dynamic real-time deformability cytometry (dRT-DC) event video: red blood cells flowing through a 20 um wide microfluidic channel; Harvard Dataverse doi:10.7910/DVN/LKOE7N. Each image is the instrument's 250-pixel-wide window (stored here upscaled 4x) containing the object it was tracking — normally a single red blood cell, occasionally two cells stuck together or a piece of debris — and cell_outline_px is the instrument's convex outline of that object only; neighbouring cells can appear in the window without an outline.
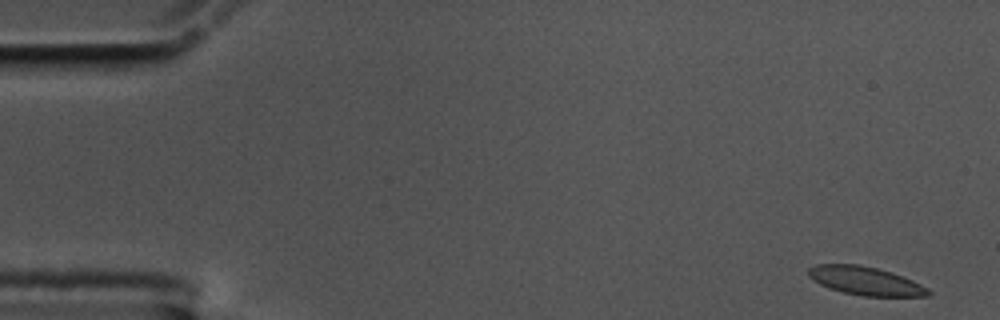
{"species": "common noctule bat (a hibernating species)", "species_latin": "Nyctalus noctula", "temperature_condition": "cold", "stored_images_in_passage": 56, "camera_frame_rate_fps": 3000, "um_per_image_px": 0.085, "animal": {"sex": "male", "body_mass_g": 17.5, "forearm_length_mm": 52.3}, "frame": {"image": 1, "passage_image": 1, "time_ms": 0.0, "image_size_px": [1000, 320], "cell_outline_px": [[932, 296], [864, 296], [844, 292], [820, 284], [812, 280], [808, 276], [808, 268], [816, 264], [860, 264], [892, 272], [912, 280], [928, 288], [932, 292]], "centroid_in_image_um": [73.58, 23.87], "position_along_channel_um": 11.4, "area_um2": 19.83}}
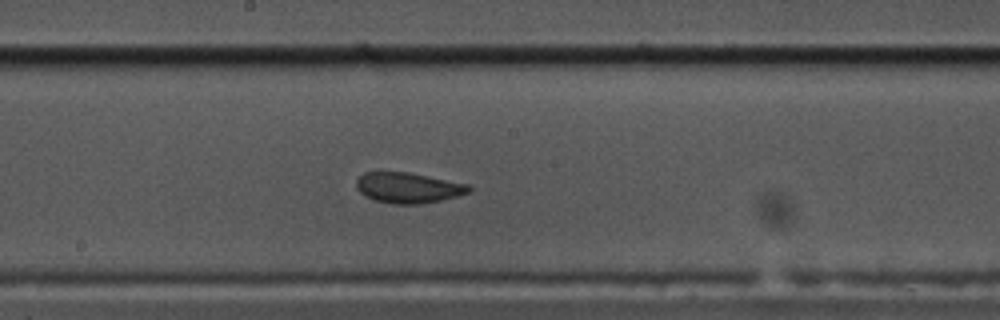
{"frame": {"image": 2, "passage_image": 29, "time_ms": 9.333, "image_size_px": [1000, 320], "cell_outline_px": [[472, 192], [440, 200], [420, 204], [392, 204], [372, 200], [364, 196], [356, 188], [356, 180], [364, 172], [408, 172], [468, 184], [472, 188]], "centroid_in_image_um": [34.67, 15.97], "position_along_channel_um": 213.5, "area_um2": 20.11}}
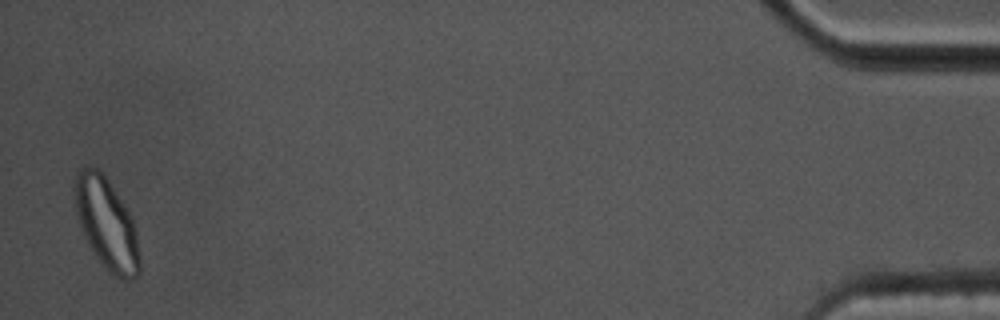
{"frame": {"image": 3, "passage_image": 55, "time_ms": 18.0, "image_size_px": [1000, 320], "cell_outline_px": [[140, 272], [136, 276], [128, 280], [112, 276], [100, 264], [88, 244], [80, 228], [76, 216], [76, 176], [80, 168], [84, 164], [96, 168], [104, 176], [128, 212], [136, 228], [140, 256]], "centroid_in_image_um": [9.06, 19.09], "position_along_channel_um": 426.1, "area_um2": 34.16}, "authors_computed_cell_mechanics": {"area_um2": 20.4323, "velocity_mm_per_s": 3.4866, "shape_relaxation_time_tau1_ms": 5.0795, "shape_relaxation_time_tau2_ms": 1.0053, "deformation_change_tau1": 0.1522, "deformation_change_tau2": 0.0839}}